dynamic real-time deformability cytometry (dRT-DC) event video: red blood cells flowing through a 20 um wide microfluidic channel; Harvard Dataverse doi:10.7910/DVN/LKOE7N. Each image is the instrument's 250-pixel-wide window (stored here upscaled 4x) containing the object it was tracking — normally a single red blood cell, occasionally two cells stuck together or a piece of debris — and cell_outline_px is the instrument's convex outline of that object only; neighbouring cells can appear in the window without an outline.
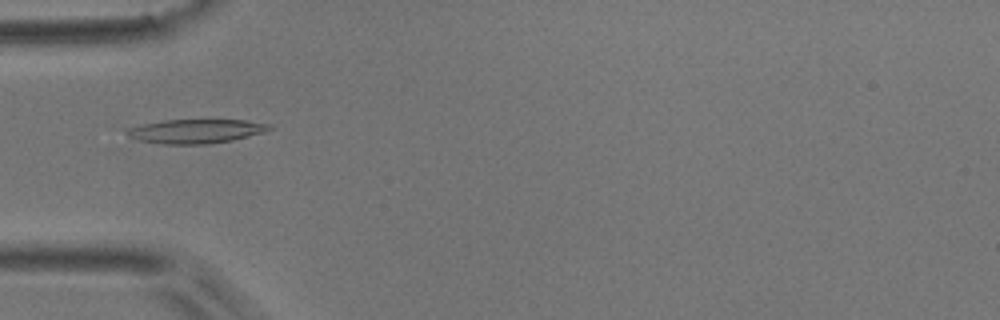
{"species": "common noctule bat (a hibernating species)", "species_latin": "Nyctalus noctula", "temperature_condition": "room temperature", "stored_images_in_passage": 3, "camera_frame_rate_fps": 3000, "um_per_image_px": 0.085, "animal": {"sex": "male", "body_mass_g": 17.9}, "frame": {"image": 1, "passage_image": 1, "time_ms": 0.0, "image_size_px": [1000, 320], "cell_outline_px": [[272, 128], [268, 132], [232, 140], [208, 144], [164, 144], [140, 140], [128, 136], [124, 132], [128, 128], [144, 124], [164, 120], [244, 120], [272, 124]], "centroid_in_image_um": [16.71, 11.15], "position_along_channel_um": 68.3, "area_um2": 20.0}}
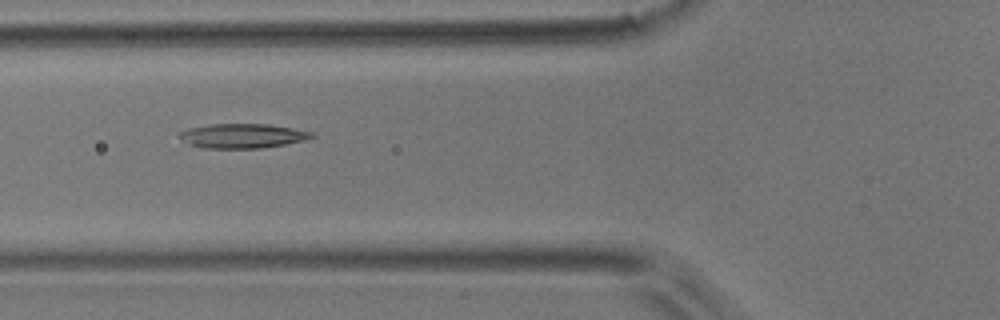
{"frame": {"image": 2, "passage_image": 2, "time_ms": 1.0, "image_size_px": [1000, 320], "cell_outline_px": [[316, 136], [304, 140], [284, 144], [260, 148], [204, 148], [188, 144], [180, 136], [180, 132], [188, 128], [212, 124], [268, 124], [292, 128], [312, 132]], "centroid_in_image_um": [20.62, 11.55], "position_along_channel_um": 105.2, "area_um2": 18.61}}
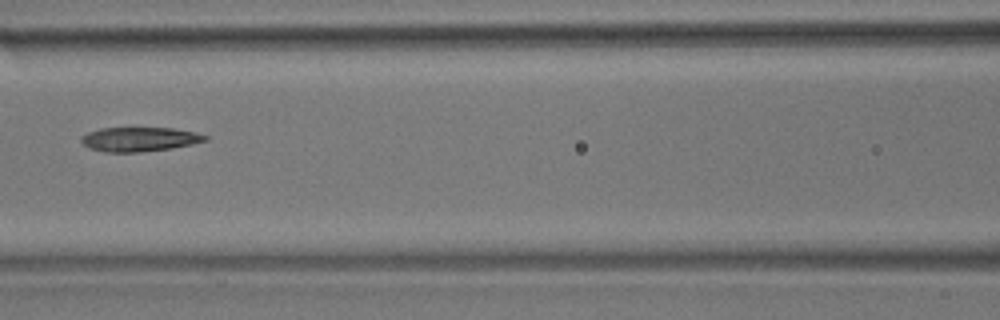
{"frame": {"image": 3, "passage_image": 3, "time_ms": 2.333, "image_size_px": [1000, 320], "cell_outline_px": [[208, 140], [192, 144], [172, 148], [136, 152], [104, 152], [88, 148], [80, 140], [80, 136], [88, 132], [100, 128], [172, 128], [192, 132], [208, 136]], "centroid_in_image_um": [11.81, 11.84], "position_along_channel_um": 154.8, "area_um2": 17.46}}